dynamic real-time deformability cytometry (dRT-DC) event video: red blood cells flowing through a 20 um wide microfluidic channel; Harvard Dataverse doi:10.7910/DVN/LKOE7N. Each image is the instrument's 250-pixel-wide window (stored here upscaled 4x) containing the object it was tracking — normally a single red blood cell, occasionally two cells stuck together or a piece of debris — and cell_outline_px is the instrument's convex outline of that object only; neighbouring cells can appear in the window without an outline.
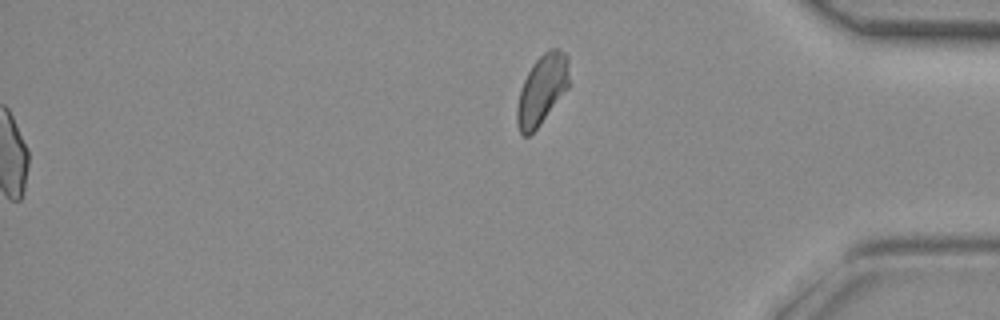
{"species": "common noctule bat (a hibernating species)", "species_latin": "Nyctalus noctula", "temperature_condition": "room temperature", "stored_images_in_passage": 36, "segment_of_instrument_passage": [2, 2], "camera_frame_rate_fps": 3000, "um_per_image_px": 0.085, "animal": {"sex": "female", "body_mass_g": 29.2, "forearm_length_mm": 56.3}, "frame": {"image": 1, "passage_image": 36, "time_ms": 11.667, "image_size_px": [1000, 320], "cell_outline_px": [[568, 88], [540, 124], [528, 136], [524, 136], [520, 132], [516, 124], [516, 108], [520, 92], [524, 80], [532, 64], [544, 52], [552, 48], [560, 48], [568, 56]], "centroid_in_image_um": [46.06, 7.61], "position_along_channel_um": 389.1, "area_um2": 20.98}}